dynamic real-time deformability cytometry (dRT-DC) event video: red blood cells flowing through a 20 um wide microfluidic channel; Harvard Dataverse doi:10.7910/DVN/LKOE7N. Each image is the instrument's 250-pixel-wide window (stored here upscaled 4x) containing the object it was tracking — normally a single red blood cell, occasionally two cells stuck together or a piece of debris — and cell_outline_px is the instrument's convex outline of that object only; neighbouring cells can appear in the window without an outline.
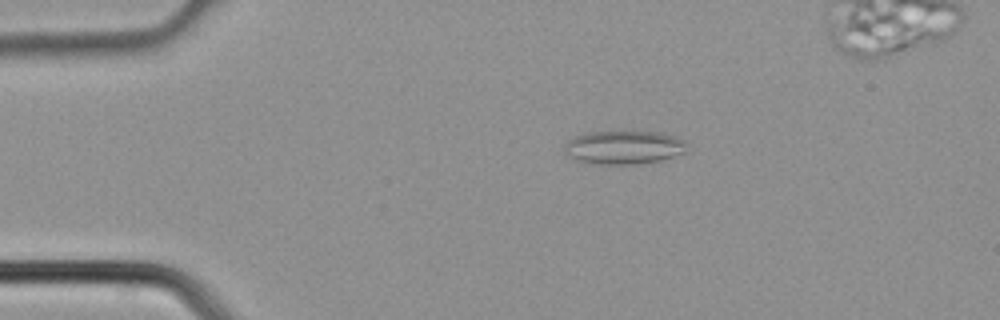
{"species": "common noctule bat (a hibernating species)", "species_latin": "Nyctalus noctula", "temperature_condition": "cold", "stored_images_in_passage": 3, "camera_frame_rate_fps": 3000, "um_per_image_px": 0.085, "animal": {"sex": "male", "body_mass_g": 21.5, "forearm_length_mm": 52.0}, "frame": {"image": 1, "passage_image": 1, "time_ms": 0.0, "image_size_px": [1000, 320], "cell_outline_px": [[688, 152], [660, 160], [636, 164], [600, 164], [576, 160], [564, 152], [564, 144], [568, 140], [576, 136], [588, 132], [664, 132], [688, 140]], "centroid_in_image_um": [53.11, 12.52], "position_along_channel_um": 31.9, "area_um2": 24.16}}